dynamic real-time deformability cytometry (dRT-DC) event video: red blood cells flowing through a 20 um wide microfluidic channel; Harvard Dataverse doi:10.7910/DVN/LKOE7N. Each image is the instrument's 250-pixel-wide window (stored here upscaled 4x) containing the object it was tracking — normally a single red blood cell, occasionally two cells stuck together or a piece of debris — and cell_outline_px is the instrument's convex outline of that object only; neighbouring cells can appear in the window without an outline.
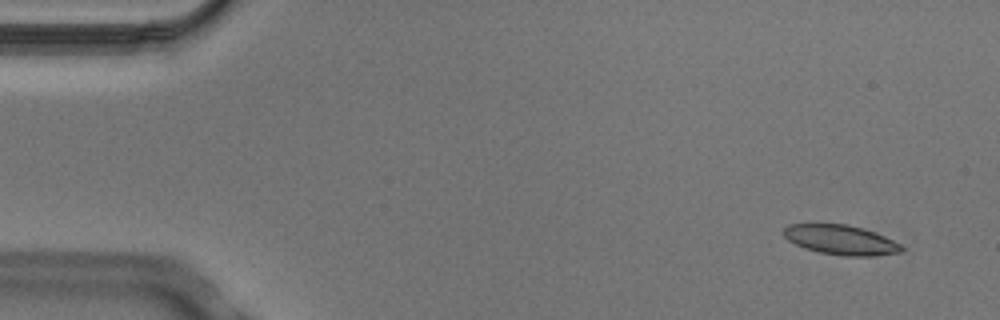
{"species": "Egyptian fruit bat (a non-hibernating species)", "species_latin": "Rousettus aegyptiacus", "temperature_condition": "cold", "stored_images_in_passage": 4, "camera_frame_rate_fps": 3000, "um_per_image_px": 0.085, "animal": {"sex": "male"}, "frame": {"image": 1, "passage_image": 1, "time_ms": 0.0, "image_size_px": [1000, 320], "cell_outline_px": [[904, 252], [872, 256], [844, 256], [820, 252], [804, 248], [788, 240], [784, 236], [784, 228], [788, 224], [848, 224], [864, 228], [876, 232], [900, 244], [904, 248]], "centroid_in_image_um": [71.5, 20.39], "position_along_channel_um": 13.5, "area_um2": 20.46}}